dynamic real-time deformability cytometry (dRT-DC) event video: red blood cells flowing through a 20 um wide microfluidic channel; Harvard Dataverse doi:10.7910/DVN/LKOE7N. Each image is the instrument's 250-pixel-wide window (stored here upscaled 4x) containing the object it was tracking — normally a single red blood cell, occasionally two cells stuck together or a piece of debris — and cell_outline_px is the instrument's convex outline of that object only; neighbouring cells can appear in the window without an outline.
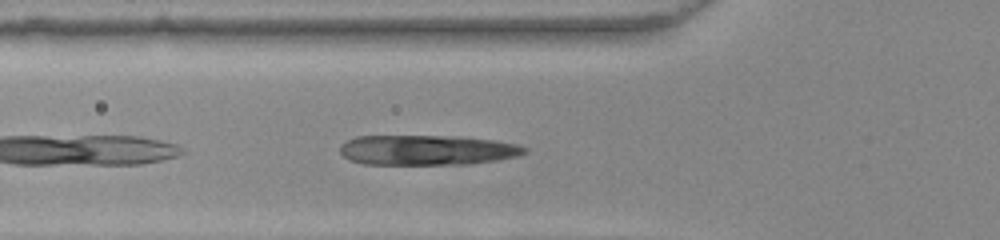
{"species": "common noctule bat (a hibernating species)", "species_latin": "Nyctalus noctula", "temperature_condition": "warm", "stored_images_in_passage": 11, "camera_frame_rate_fps": 3000, "um_per_image_px": 0.085, "animal": {"sex": "female", "body_mass_g": 22.0, "forearm_length_mm": 56.7}, "frame": {"image": 1, "passage_image": 4, "time_ms": 1.0, "image_size_px": [1000, 240], "cell_outline_px": [[528, 152], [516, 156], [496, 160], [468, 164], [364, 164], [348, 160], [340, 152], [340, 144], [356, 136], [444, 136], [496, 140], [516, 144], [528, 148]], "centroid_in_image_um": [36.27, 12.76], "position_along_channel_um": 89.5, "area_um2": 32.25}}